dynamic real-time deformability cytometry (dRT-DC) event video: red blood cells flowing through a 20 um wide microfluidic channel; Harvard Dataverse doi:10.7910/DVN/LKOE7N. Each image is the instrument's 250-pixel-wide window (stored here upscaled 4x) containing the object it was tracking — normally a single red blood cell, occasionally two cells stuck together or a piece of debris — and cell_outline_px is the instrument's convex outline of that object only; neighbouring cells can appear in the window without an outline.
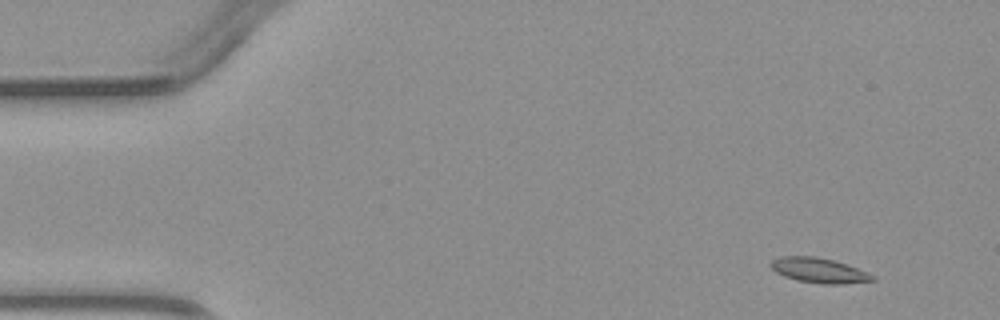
{"species": "common noctule bat (a hibernating species)", "species_latin": "Nyctalus noctula", "temperature_condition": "warm", "stored_images_in_passage": 3, "camera_frame_rate_fps": 3000, "um_per_image_px": 0.085, "animal": {"sex": "male", "body_mass_g": 23.1, "forearm_length_mm": 52.7}, "frame": {"image": 1, "passage_image": 1, "time_ms": 0.0, "image_size_px": [1000, 320], "cell_outline_px": [[876, 280], [840, 284], [820, 284], [796, 280], [784, 276], [776, 272], [768, 264], [772, 260], [784, 256], [816, 256], [832, 260], [856, 268], [876, 276]], "centroid_in_image_um": [69.59, 22.99], "position_along_channel_um": 15.4, "area_um2": 14.68}}